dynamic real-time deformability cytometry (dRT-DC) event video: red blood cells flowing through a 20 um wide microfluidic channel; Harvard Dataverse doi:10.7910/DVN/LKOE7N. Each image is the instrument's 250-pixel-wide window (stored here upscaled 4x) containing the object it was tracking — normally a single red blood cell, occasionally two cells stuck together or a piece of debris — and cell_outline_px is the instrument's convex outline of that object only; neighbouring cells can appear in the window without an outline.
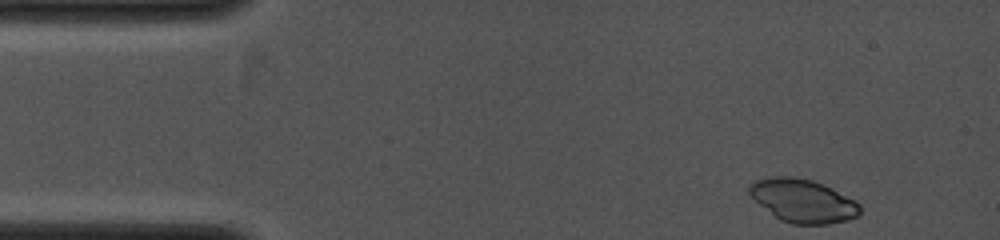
{"species": "common noctule bat (a hibernating species)", "species_latin": "Nyctalus noctula", "temperature_condition": "cold", "stored_images_in_passage": 9, "camera_frame_rate_fps": 4000, "um_per_image_px": 0.085, "animal": {"sex": "female", "body_mass_g": 19.0, "forearm_length_mm": 53.3}, "frame": {"image": 1, "passage_image": 1, "time_ms": 0.0, "image_size_px": [1000, 240], "cell_outline_px": [[860, 216], [848, 220], [828, 224], [792, 224], [780, 220], [760, 204], [748, 192], [748, 188], [756, 180], [772, 176], [792, 176], [812, 180], [832, 188], [856, 200], [860, 204]], "centroid_in_image_um": [68.29, 17.07], "position_along_channel_um": 16.7, "area_um2": 27.86}}
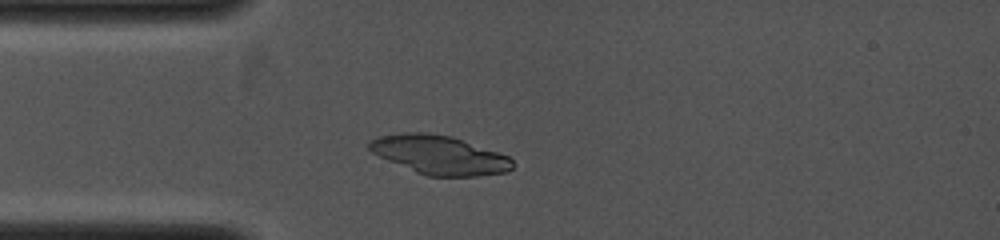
{"frame": {"image": 2, "passage_image": 8, "time_ms": 2.0, "image_size_px": [1000, 240], "cell_outline_px": [[512, 168], [504, 172], [476, 176], [428, 176], [416, 172], [388, 160], [372, 152], [368, 148], [368, 140], [380, 136], [404, 132], [428, 132], [452, 136], [508, 156], [512, 160]], "centroid_in_image_um": [37.31, 13.15], "position_along_channel_um": 47.7, "area_um2": 32.14}}